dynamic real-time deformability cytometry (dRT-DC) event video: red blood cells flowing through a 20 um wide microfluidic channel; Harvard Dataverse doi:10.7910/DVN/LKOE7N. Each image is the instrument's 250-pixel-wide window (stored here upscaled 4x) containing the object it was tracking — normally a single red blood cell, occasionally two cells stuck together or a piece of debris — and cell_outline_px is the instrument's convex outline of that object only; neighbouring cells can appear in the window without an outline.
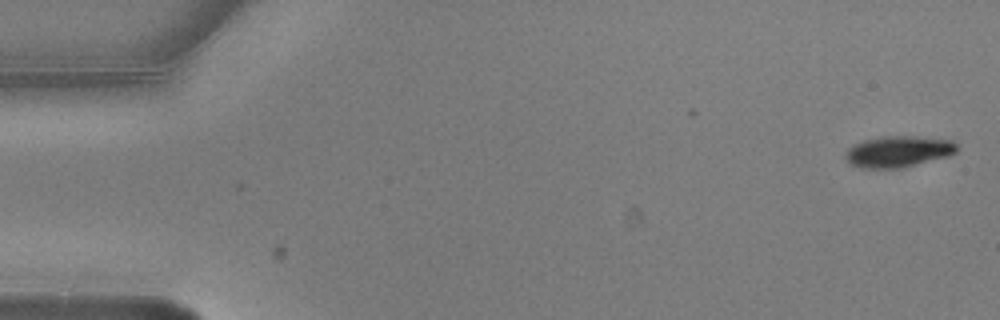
{"species": "common noctule bat (a hibernating species)", "species_latin": "Nyctalus noctula", "temperature_condition": "warm", "stored_images_in_passage": 6, "camera_frame_rate_fps": 3000, "um_per_image_px": 0.085, "animal": {"sex": "male", "body_mass_g": 20.5, "forearm_length_mm": 52.5}, "frame": {"image": 1, "passage_image": 1, "time_ms": 0.0, "image_size_px": [1000, 320], "cell_outline_px": [[956, 152], [948, 156], [900, 168], [860, 168], [848, 164], [844, 156], [848, 148], [852, 144], [864, 140], [884, 136], [916, 136], [952, 140], [956, 144]], "centroid_in_image_um": [76.3, 12.88], "position_along_channel_um": 8.7, "area_um2": 20.35}}
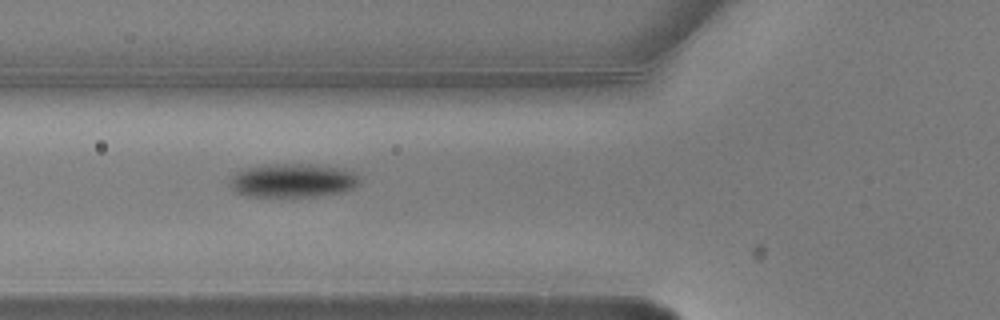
{"frame": {"image": 2, "passage_image": 5, "time_ms": 1.333, "image_size_px": [1000, 320], "cell_outline_px": [[360, 184], [352, 188], [340, 192], [316, 196], [256, 196], [236, 192], [232, 184], [232, 176], [236, 172], [248, 168], [264, 164], [316, 164], [356, 172], [360, 180]], "centroid_in_image_um": [24.95, 15.32], "position_along_channel_um": 100.9, "area_um2": 25.09}}
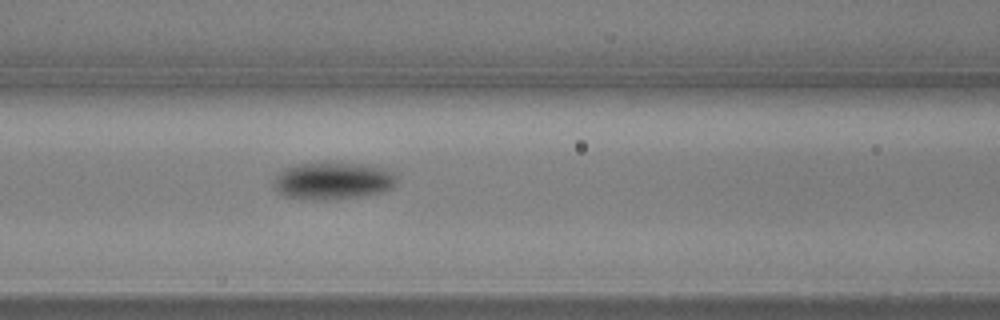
{"frame": {"image": 3, "passage_image": 6, "time_ms": 1.667, "image_size_px": [1000, 320], "cell_outline_px": [[396, 184], [392, 188], [380, 192], [360, 196], [328, 200], [304, 200], [284, 196], [276, 192], [272, 188], [272, 184], [276, 172], [284, 168], [296, 164], [368, 164], [388, 168], [396, 176]], "centroid_in_image_um": [28.23, 15.39], "position_along_channel_um": 138.4, "area_um2": 27.05}}